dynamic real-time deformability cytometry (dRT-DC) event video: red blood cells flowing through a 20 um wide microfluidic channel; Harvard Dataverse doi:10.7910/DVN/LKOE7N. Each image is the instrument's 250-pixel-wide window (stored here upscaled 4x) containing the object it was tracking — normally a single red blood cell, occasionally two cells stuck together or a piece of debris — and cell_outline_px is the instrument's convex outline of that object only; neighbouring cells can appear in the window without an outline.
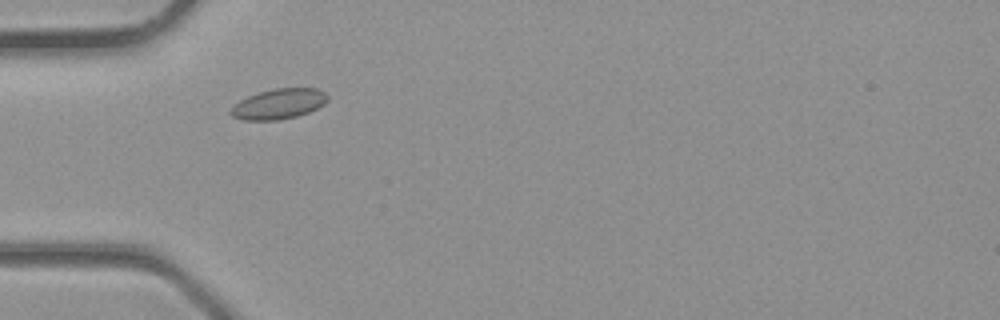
{"species": "common noctule bat (a hibernating species)", "species_latin": "Nyctalus noctula", "temperature_condition": "room temperature", "stored_images_in_passage": 2, "camera_frame_rate_fps": 3000, "um_per_image_px": 0.085, "animal": {"sex": "male", "body_mass_g": 23.1, "forearm_length_mm": 52.7}, "frame": {"image": 1, "passage_image": 2, "time_ms": 0.333, "image_size_px": [1000, 320], "cell_outline_px": [[328, 100], [324, 104], [308, 112], [296, 116], [280, 120], [244, 120], [232, 116], [228, 112], [240, 100], [248, 96], [272, 88], [316, 88], [324, 92], [328, 96]], "centroid_in_image_um": [23.69, 8.83], "position_along_channel_um": 61.3, "area_um2": 16.99}}